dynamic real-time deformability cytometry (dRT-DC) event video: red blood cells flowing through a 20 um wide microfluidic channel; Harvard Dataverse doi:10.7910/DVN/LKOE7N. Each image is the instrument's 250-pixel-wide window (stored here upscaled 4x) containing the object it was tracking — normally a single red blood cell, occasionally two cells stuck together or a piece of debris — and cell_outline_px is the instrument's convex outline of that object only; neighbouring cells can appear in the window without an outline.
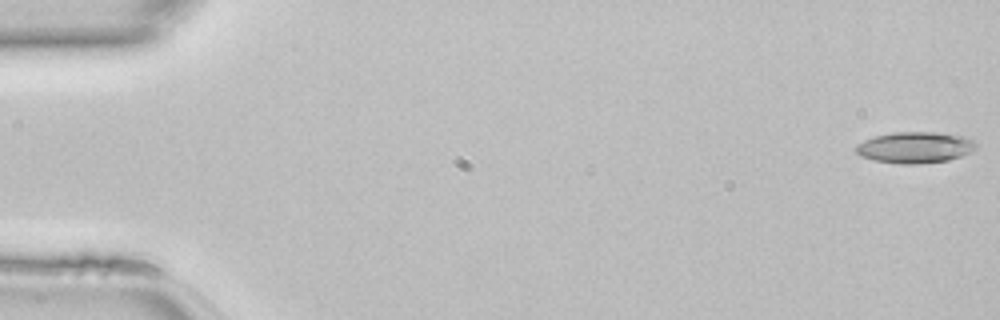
{"species": "common noctule bat (a hibernating species)", "species_latin": "Nyctalus noctula", "temperature_condition": "room temperature", "stored_images_in_passage": 47, "camera_frame_rate_fps": 3000, "um_per_image_px": 0.085, "animal": {"sex": "female", "body_mass_g": 22.7, "forearm_length_mm": 54.2}, "frame": {"image": 1, "passage_image": 1, "time_ms": 0.0, "image_size_px": [1000, 320], "cell_outline_px": [[976, 148], [960, 156], [948, 160], [916, 164], [904, 164], [872, 160], [860, 156], [852, 148], [856, 144], [864, 140], [876, 136], [896, 132], [932, 132], [964, 136], [972, 140], [976, 144]], "centroid_in_image_um": [77.71, 12.53], "position_along_channel_um": 7.3, "area_um2": 21.73}}
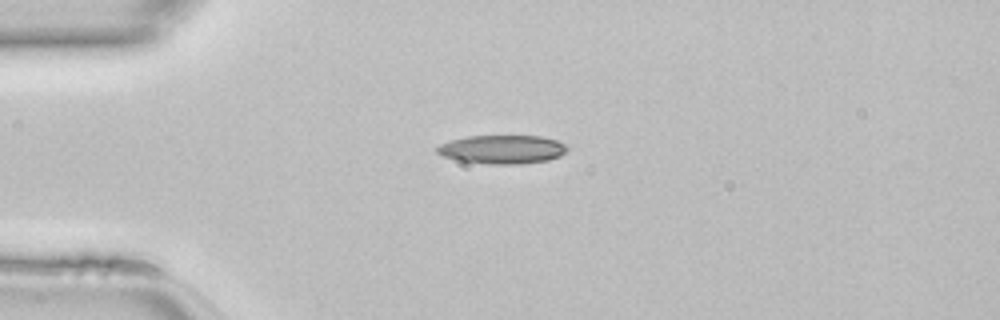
{"frame": {"image": 2, "passage_image": 12, "time_ms": 3.667, "image_size_px": [1000, 320], "cell_outline_px": [[568, 148], [560, 156], [548, 160], [520, 164], [492, 164], [456, 160], [444, 156], [436, 152], [436, 148], [440, 144], [452, 140], [468, 136], [540, 136], [556, 140], [564, 144]], "centroid_in_image_um": [42.69, 12.7], "position_along_channel_um": 42.3, "area_um2": 21.56}}
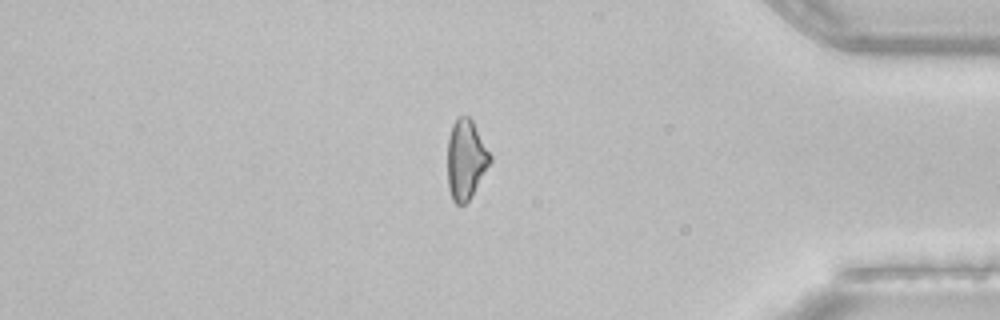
{"frame": {"image": 3, "passage_image": 40, "time_ms": 13.0, "image_size_px": [1000, 320], "cell_outline_px": [[492, 160], [472, 196], [464, 204], [456, 204], [452, 200], [448, 188], [448, 140], [452, 124], [456, 116], [468, 116], [472, 120], [492, 156]], "centroid_in_image_um": [39.6, 13.55], "position_along_channel_um": 395.6, "area_um2": 19.83}}